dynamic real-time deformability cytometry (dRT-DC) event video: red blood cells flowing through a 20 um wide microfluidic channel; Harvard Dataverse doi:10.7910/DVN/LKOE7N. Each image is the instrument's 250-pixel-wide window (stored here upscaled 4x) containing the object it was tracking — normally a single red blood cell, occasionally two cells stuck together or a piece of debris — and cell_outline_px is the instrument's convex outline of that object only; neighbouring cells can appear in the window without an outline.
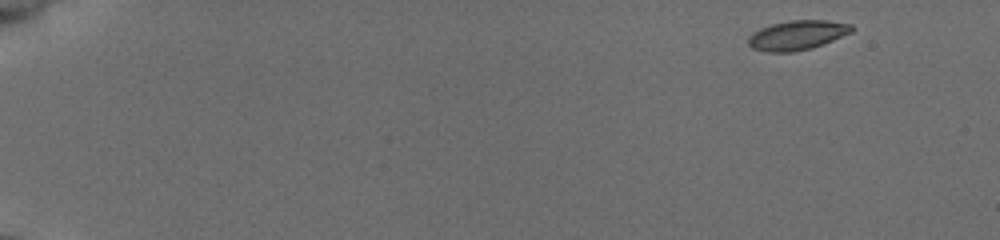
{"species": "common noctule bat (a hibernating species)", "species_latin": "Nyctalus noctula", "temperature_condition": "cold", "stored_images_in_passage": 50, "camera_frame_rate_fps": 3000, "um_per_image_px": 0.085, "animal": {"sex": "female", "body_mass_g": 19.5, "forearm_length_mm": 54.1}, "frame": {"image": 1, "passage_image": 1, "time_ms": 0.0, "image_size_px": [1000, 240], "cell_outline_px": [[856, 28], [852, 32], [812, 48], [792, 52], [768, 52], [752, 48], [748, 44], [748, 36], [752, 32], [760, 28], [772, 24], [788, 20], [828, 20], [852, 24]], "centroid_in_image_um": [67.77, 2.98], "position_along_channel_um": 17.2, "area_um2": 17.92}}
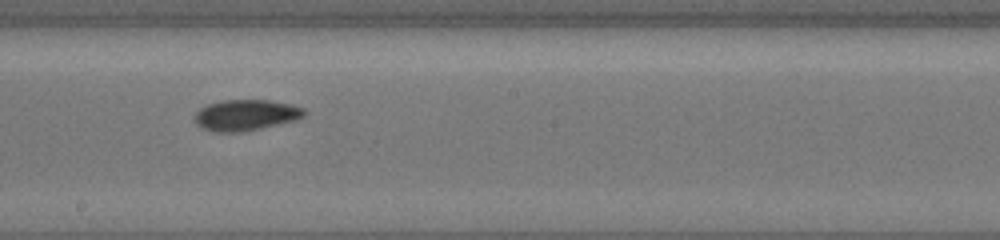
{"frame": {"image": 2, "passage_image": 29, "time_ms": 9.333, "image_size_px": [1000, 240], "cell_outline_px": [[308, 112], [304, 116], [296, 120], [244, 132], [216, 132], [204, 128], [196, 124], [192, 120], [192, 116], [200, 108], [208, 104], [224, 100], [272, 100], [292, 104], [304, 108]], "centroid_in_image_um": [20.9, 9.78], "position_along_channel_um": 227.3, "area_um2": 20.06}}
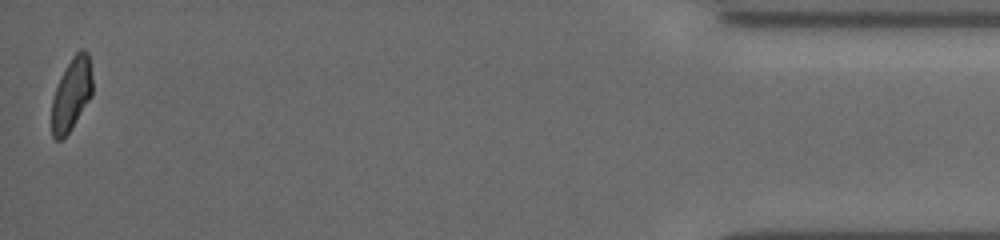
{"frame": {"image": 3, "passage_image": 50, "time_ms": 16.333, "image_size_px": [1000, 240], "cell_outline_px": [[92, 96], [72, 128], [60, 140], [56, 140], [52, 136], [52, 100], [60, 76], [72, 56], [80, 48], [84, 48], [88, 52], [92, 76]], "centroid_in_image_um": [6.09, 7.97], "position_along_channel_um": 429.1, "area_um2": 17.34}, "authors_computed_cell_mechanics": {"area_um2": 18.5538, "velocity_mm_per_s": 3.9346, "shape_relaxation_time_tau1_ms": 4.2855, "shape_relaxation_time_tau2_ms": 11.2052, "deformation_change_tau1": 0.1155, "deformation_change_tau2": 0.1602}}